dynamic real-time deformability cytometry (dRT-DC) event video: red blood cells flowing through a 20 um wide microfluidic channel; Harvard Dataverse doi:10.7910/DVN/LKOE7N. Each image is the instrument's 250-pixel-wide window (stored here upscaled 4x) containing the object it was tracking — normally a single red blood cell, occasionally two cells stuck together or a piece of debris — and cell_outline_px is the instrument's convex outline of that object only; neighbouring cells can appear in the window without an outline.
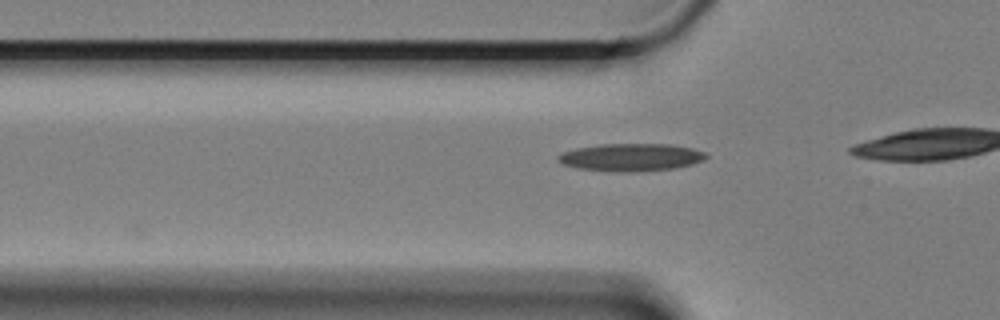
{"species": "Egyptian fruit bat (a non-hibernating species)", "species_latin": "Rousettus aegyptiacus", "temperature_condition": "cold", "stored_images_in_passage": 9, "camera_frame_rate_fps": 3000, "um_per_image_px": 0.085, "animal": {"sex": "female"}, "frame": {"image": 1, "passage_image": 3, "time_ms": 0.667, "image_size_px": [1000, 320], "cell_outline_px": [[708, 156], [704, 160], [692, 164], [676, 168], [636, 172], [616, 172], [580, 168], [564, 164], [556, 156], [560, 152], [576, 148], [600, 144], [668, 144], [692, 148], [704, 152]], "centroid_in_image_um": [53.65, 13.37], "position_along_channel_um": 72.2, "area_um2": 23.81}}
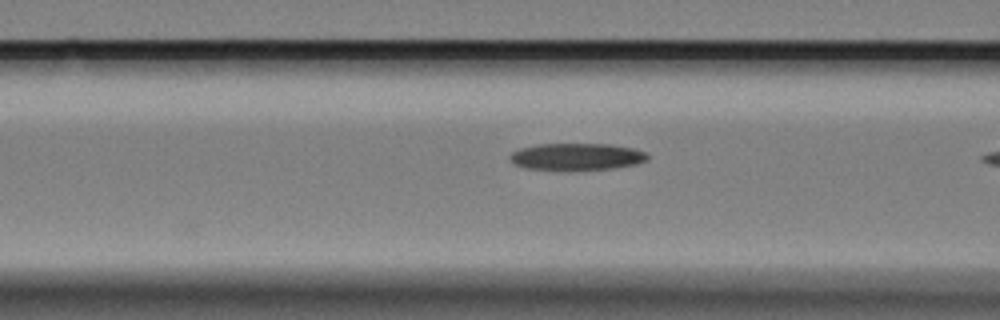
{"frame": {"image": 2, "passage_image": 7, "time_ms": 2.0, "image_size_px": [1000, 320], "cell_outline_px": [[648, 160], [636, 164], [612, 168], [524, 168], [516, 164], [508, 156], [512, 152], [520, 148], [536, 144], [608, 144], [632, 148], [644, 152], [648, 156]], "centroid_in_image_um": [49.02, 13.28], "position_along_channel_um": 117.6, "area_um2": 20.81}}